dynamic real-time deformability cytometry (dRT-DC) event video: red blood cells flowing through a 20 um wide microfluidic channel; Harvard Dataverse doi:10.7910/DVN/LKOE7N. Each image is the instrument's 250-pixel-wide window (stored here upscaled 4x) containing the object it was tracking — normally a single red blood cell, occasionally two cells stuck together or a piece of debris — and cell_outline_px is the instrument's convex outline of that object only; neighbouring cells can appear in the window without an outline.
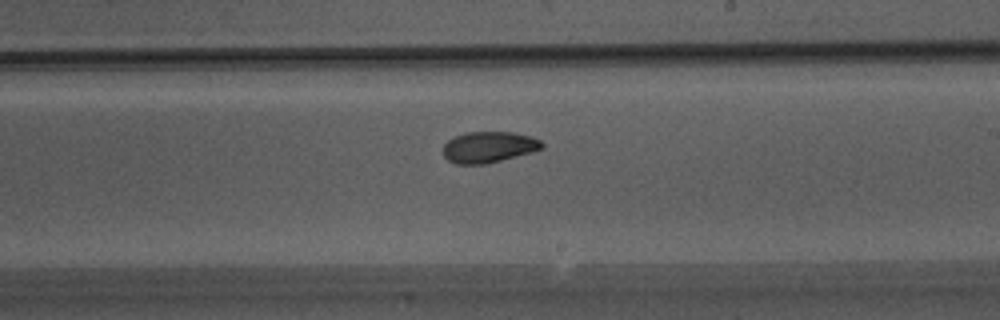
{"species": "Egyptian fruit bat (a non-hibernating species)", "species_latin": "Rousettus aegyptiacus", "temperature_condition": "warm", "stored_images_in_passage": 30, "camera_frame_rate_fps": 3000, "um_per_image_px": 0.085, "animal": {"sex": "male"}, "frame": {"image": 1, "passage_image": 12, "time_ms": 3.667, "image_size_px": [1000, 320], "cell_outline_px": [[544, 148], [532, 152], [484, 164], [456, 164], [448, 160], [444, 156], [444, 144], [448, 140], [464, 132], [512, 132], [532, 136], [540, 140], [544, 144]], "centroid_in_image_um": [41.56, 12.49], "position_along_channel_um": 247.4, "area_um2": 17.86}}
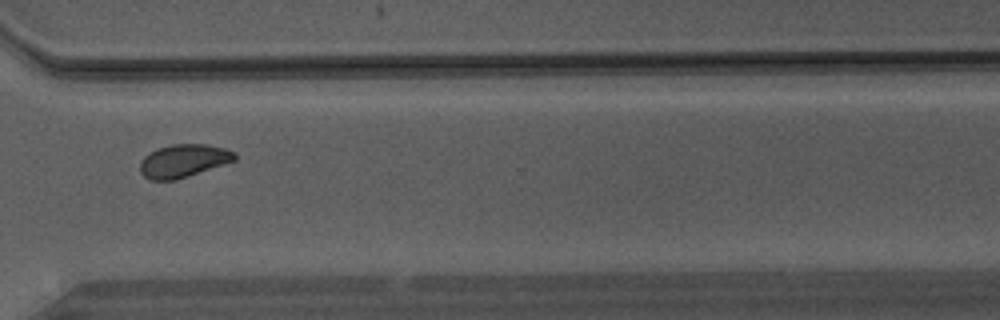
{"frame": {"image": 2, "passage_image": 19, "time_ms": 6.0, "image_size_px": [1000, 320], "cell_outline_px": [[236, 160], [176, 180], [152, 180], [144, 176], [140, 172], [140, 160], [144, 156], [156, 148], [172, 144], [208, 144], [224, 148], [236, 152]], "centroid_in_image_um": [15.58, 13.66], "position_along_channel_um": 355.0, "area_um2": 18.26}}
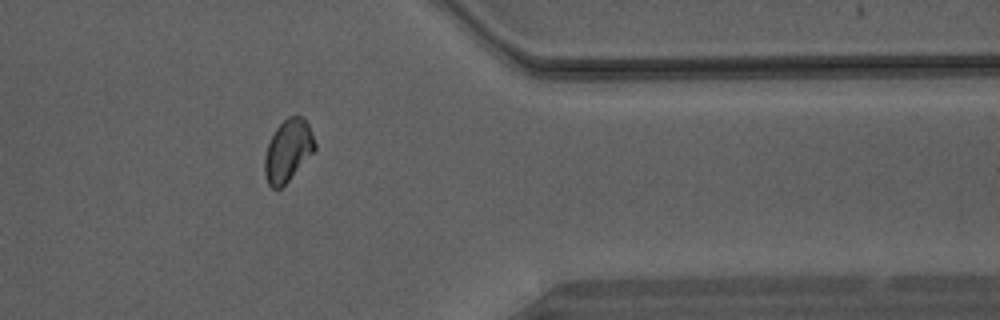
{"frame": {"image": 3, "passage_image": 22, "time_ms": 7.0, "image_size_px": [1000, 320], "cell_outline_px": [[316, 148], [288, 180], [280, 188], [272, 188], [268, 184], [264, 172], [264, 156], [268, 144], [276, 128], [288, 116], [300, 116], [308, 124], [316, 144]], "centroid_in_image_um": [24.45, 12.79], "position_along_channel_um": 386.9, "area_um2": 17.69}}